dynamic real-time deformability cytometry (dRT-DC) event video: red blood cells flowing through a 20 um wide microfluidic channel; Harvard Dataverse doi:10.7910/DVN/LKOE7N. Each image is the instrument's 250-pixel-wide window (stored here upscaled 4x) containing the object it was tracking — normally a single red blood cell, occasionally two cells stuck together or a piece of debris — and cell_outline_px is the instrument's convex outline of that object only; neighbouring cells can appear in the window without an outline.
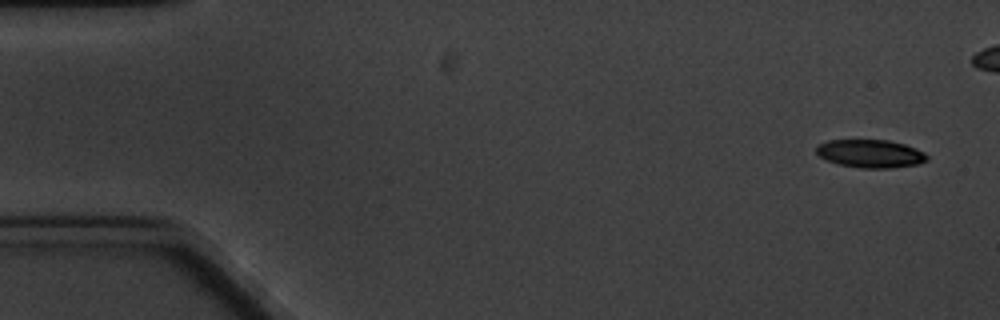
{"species": "common noctule bat (a hibernating species)", "species_latin": "Nyctalus noctula", "temperature_condition": "cold", "stored_images_in_passage": 6, "camera_frame_rate_fps": 3000, "um_per_image_px": 0.085, "animal": {"sex": "male", "body_mass_g": 20.1, "forearm_length_mm": 53.5}, "frame": {"image": 1, "passage_image": 1, "time_ms": 0.0, "image_size_px": [1000, 320], "cell_outline_px": [[928, 160], [916, 164], [892, 168], [860, 168], [840, 164], [828, 160], [820, 156], [816, 152], [816, 144], [828, 140], [888, 140], [904, 144], [916, 148], [924, 152], [928, 156]], "centroid_in_image_um": [73.99, 13.05], "position_along_channel_um": 11.0, "area_um2": 18.09}}